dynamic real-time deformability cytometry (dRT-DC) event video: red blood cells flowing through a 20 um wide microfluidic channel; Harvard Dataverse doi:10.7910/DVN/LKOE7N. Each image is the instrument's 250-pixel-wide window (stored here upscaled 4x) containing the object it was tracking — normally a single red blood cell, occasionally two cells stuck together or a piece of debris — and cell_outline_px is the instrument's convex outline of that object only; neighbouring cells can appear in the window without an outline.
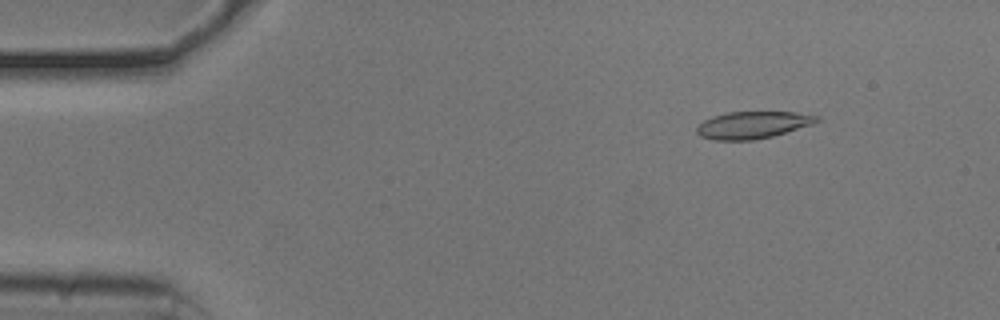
{"species": "common noctule bat (a hibernating species)", "species_latin": "Nyctalus noctula", "temperature_condition": "cold", "stored_images_in_passage": 17, "camera_frame_rate_fps": 3000, "um_per_image_px": 0.085, "animal": {"sex": "male", "body_mass_g": 20.5, "forearm_length_mm": 52.5}, "frame": {"image": 1, "passage_image": 7, "time_ms": 2.0, "image_size_px": [1000, 320], "cell_outline_px": [[820, 120], [812, 124], [772, 136], [752, 140], [716, 140], [700, 136], [696, 132], [696, 128], [704, 120], [712, 116], [728, 112], [796, 112], [820, 116]], "centroid_in_image_um": [63.97, 10.61], "position_along_channel_um": 21.0, "area_um2": 18.84}}